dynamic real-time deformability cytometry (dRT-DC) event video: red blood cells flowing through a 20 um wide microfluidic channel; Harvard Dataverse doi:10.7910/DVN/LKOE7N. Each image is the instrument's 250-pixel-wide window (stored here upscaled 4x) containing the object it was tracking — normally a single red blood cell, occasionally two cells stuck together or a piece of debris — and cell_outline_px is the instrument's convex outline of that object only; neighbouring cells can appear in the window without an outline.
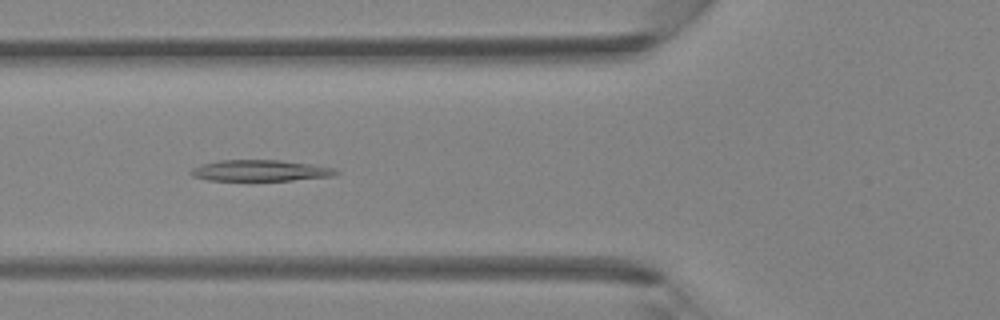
{"species": "Egyptian fruit bat (a non-hibernating species)", "species_latin": "Rousettus aegyptiacus", "temperature_condition": "room temperature", "stored_images_in_passage": 30, "camera_frame_rate_fps": 3000, "um_per_image_px": 0.085, "animal": {"sex": "female"}, "frame": {"image": 1, "passage_image": 3, "time_ms": 0.667, "image_size_px": [1000, 320], "cell_outline_px": [[340, 172], [332, 176], [292, 180], [208, 180], [192, 176], [188, 172], [192, 168], [200, 164], [220, 160], [280, 160], [336, 168]], "centroid_in_image_um": [22.08, 14.49], "position_along_channel_um": 103.7, "area_um2": 17.8}}
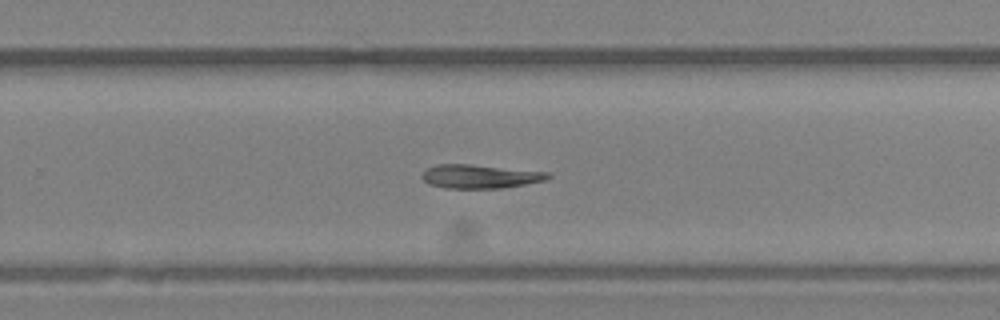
{"frame": {"image": 2, "passage_image": 15, "time_ms": 4.667, "image_size_px": [1000, 320], "cell_outline_px": [[552, 176], [544, 180], [524, 184], [500, 188], [444, 188], [428, 184], [420, 176], [428, 168], [436, 164], [472, 164], [552, 172]], "centroid_in_image_um": [40.81, 14.98], "position_along_channel_um": 289.0, "area_um2": 17.51}}
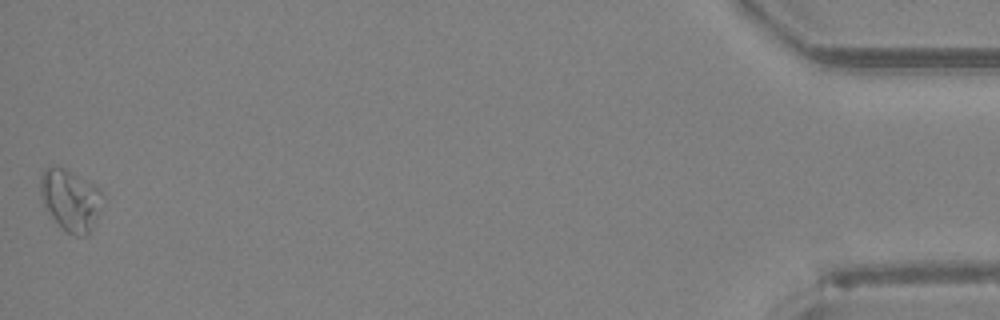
{"frame": {"image": 3, "passage_image": 30, "time_ms": 9.667, "image_size_px": [1000, 320], "cell_outline_px": [[104, 196], [100, 212], [88, 236], [76, 236], [68, 232], [44, 208], [40, 192], [40, 176], [44, 168], [52, 164], [64, 168], [72, 172], [100, 188]], "centroid_in_image_um": [6.0, 16.97], "position_along_channel_um": 429.2, "area_um2": 22.48}}